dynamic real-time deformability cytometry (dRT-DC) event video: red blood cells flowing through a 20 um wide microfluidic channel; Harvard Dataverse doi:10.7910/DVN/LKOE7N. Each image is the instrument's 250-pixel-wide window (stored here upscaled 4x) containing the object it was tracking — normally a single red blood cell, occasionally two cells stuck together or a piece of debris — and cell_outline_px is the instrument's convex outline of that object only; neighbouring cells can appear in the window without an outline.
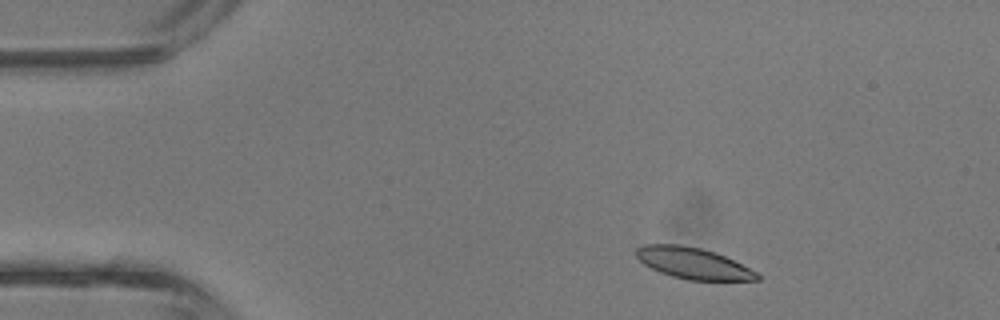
{"species": "common noctule bat (a hibernating species)", "species_latin": "Nyctalus noctula", "temperature_condition": "room temperature", "stored_images_in_passage": 34, "camera_frame_rate_fps": 3000, "um_per_image_px": 0.085, "animal": {"sex": "male", "body_mass_g": 13.3}, "frame": {"image": 1, "passage_image": 4, "time_ms": 1.0, "image_size_px": [1000, 320], "cell_outline_px": [[760, 280], [688, 280], [672, 276], [660, 272], [644, 264], [636, 256], [636, 248], [644, 244], [680, 244], [700, 248], [724, 256], [756, 272], [760, 276]], "centroid_in_image_um": [58.88, 22.37], "position_along_channel_um": 26.1, "area_um2": 21.68}}
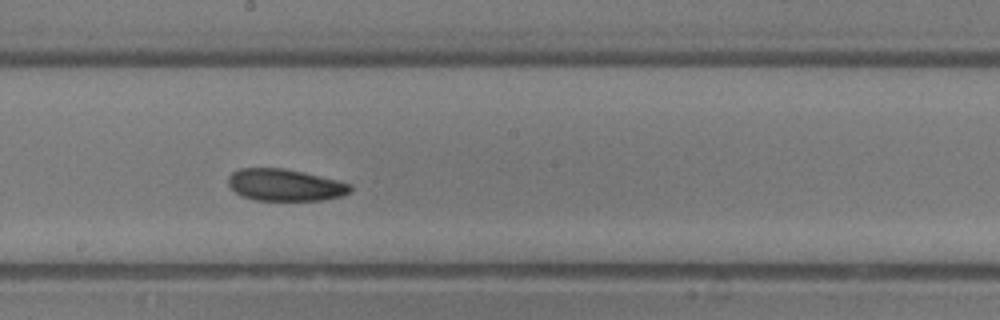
{"frame": {"image": 2, "passage_image": 21, "time_ms": 6.667, "image_size_px": [1000, 320], "cell_outline_px": [[352, 188], [348, 192], [340, 196], [324, 200], [256, 200], [240, 196], [228, 184], [228, 176], [232, 172], [240, 168], [284, 168], [340, 180], [352, 184]], "centroid_in_image_um": [24.22, 15.72], "position_along_channel_um": 224.0, "area_um2": 22.77}}
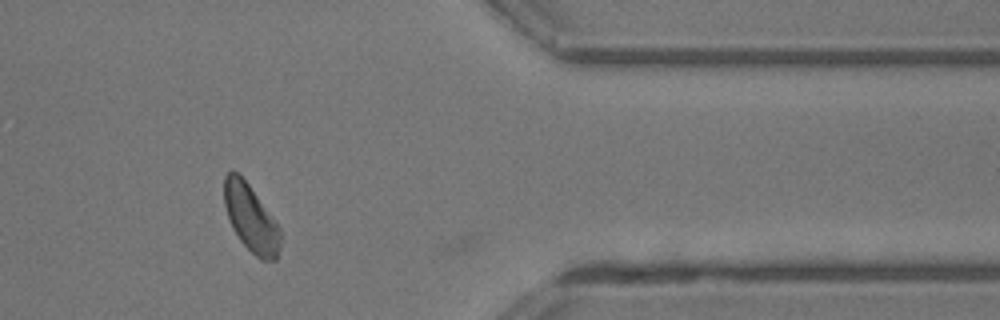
{"frame": {"image": 3, "passage_image": 33, "time_ms": 10.667, "image_size_px": [1000, 320], "cell_outline_px": [[280, 248], [276, 260], [260, 260], [240, 240], [232, 228], [224, 204], [224, 176], [232, 168], [248, 184], [276, 220], [280, 228]], "centroid_in_image_um": [21.33, 18.55], "position_along_channel_um": 390.1, "area_um2": 21.91}, "authors_computed_cell_mechanics": {"area_um2": 22.6287, "velocity_mm_per_s": 4.7299, "shape_relaxation_time_tau1_ms": 4.5926, "shape_relaxation_time_tau2_ms": null, "deformation_change_tau1": 0.117, "deformation_change_tau2": null}}